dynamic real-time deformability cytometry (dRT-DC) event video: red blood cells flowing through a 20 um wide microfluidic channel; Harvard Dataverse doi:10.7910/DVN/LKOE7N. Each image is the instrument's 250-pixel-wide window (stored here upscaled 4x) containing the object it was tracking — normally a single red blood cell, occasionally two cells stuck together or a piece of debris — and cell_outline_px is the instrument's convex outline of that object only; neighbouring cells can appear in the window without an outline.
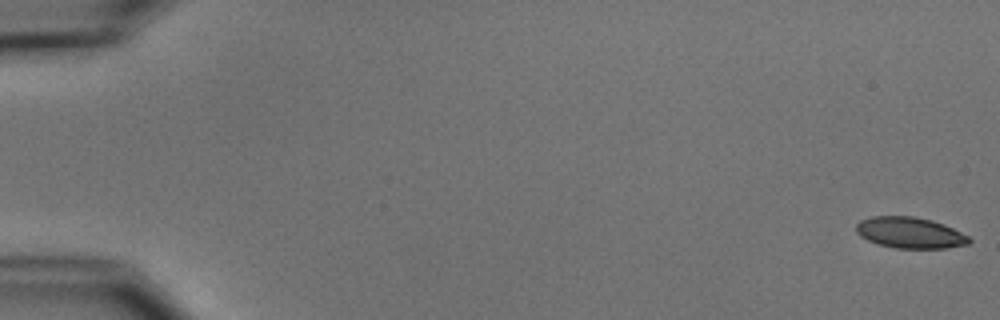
{"species": "common noctule bat (a hibernating species)", "species_latin": "Nyctalus noctula", "temperature_condition": "cold", "stored_images_in_passage": 54, "camera_frame_rate_fps": 3000, "um_per_image_px": 0.085, "animal": {"sex": "male", "body_mass_g": 15.6}, "frame": {"image": 1, "passage_image": 1, "time_ms": 0.0, "image_size_px": [1000, 320], "cell_outline_px": [[972, 240], [968, 244], [944, 248], [896, 248], [876, 244], [860, 236], [856, 232], [856, 224], [860, 220], [872, 216], [912, 216], [932, 220], [944, 224], [968, 236]], "centroid_in_image_um": [77.32, 19.78], "position_along_channel_um": 7.7, "area_um2": 20.46}}
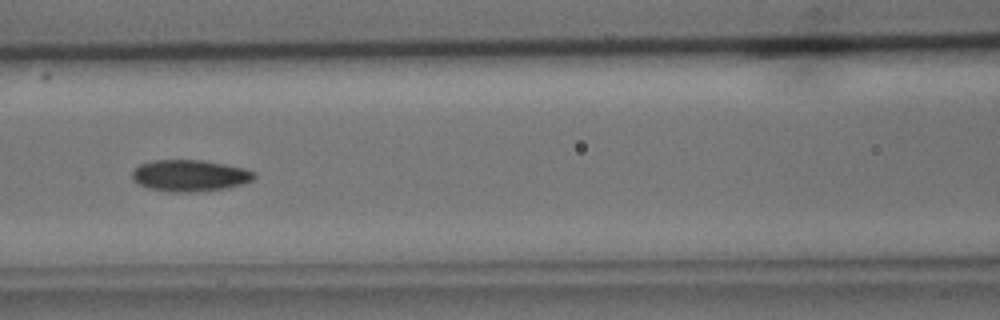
{"frame": {"image": 2, "passage_image": 25, "time_ms": 8.0, "image_size_px": [1000, 320], "cell_outline_px": [[256, 176], [252, 180], [240, 184], [224, 188], [196, 192], [168, 192], [148, 188], [132, 180], [132, 172], [140, 164], [156, 160], [200, 160], [224, 164], [244, 168], [256, 172]], "centroid_in_image_um": [16.12, 14.93], "position_along_channel_um": 150.5, "area_um2": 22.31}}
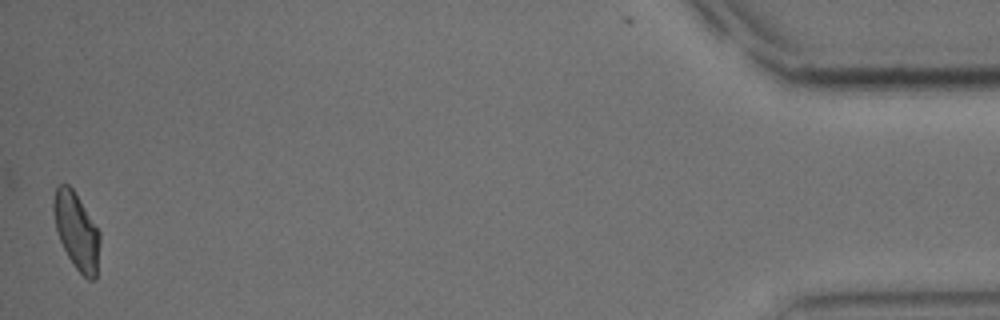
{"frame": {"image": 3, "passage_image": 54, "time_ms": 17.667, "image_size_px": [1000, 320], "cell_outline_px": [[100, 244], [96, 280], [88, 280], [72, 264], [60, 240], [56, 228], [52, 208], [52, 200], [56, 188], [60, 184], [68, 184], [72, 188], [100, 232]], "centroid_in_image_um": [6.51, 19.65], "position_along_channel_um": 428.7, "area_um2": 20.63}, "authors_computed_cell_mechanics": {"area_um2": 21.3282, "velocity_mm_per_s": 3.7533, "shape_relaxation_time_tau1_ms": 3.4753, "shape_relaxation_time_tau2_ms": 3.2189, "deformation_change_tau1": 0.114, "deformation_change_tau2": 0.0676}}